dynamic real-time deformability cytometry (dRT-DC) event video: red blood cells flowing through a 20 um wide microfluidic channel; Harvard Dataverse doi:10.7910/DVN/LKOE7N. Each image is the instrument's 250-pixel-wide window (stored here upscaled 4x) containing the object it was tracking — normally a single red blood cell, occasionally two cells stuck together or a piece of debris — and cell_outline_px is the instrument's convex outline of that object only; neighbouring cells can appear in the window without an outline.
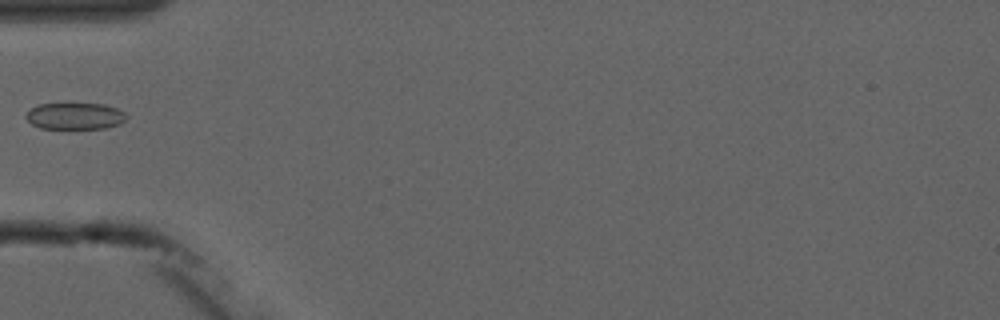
{"species": "common noctule bat (a hibernating species)", "species_latin": "Nyctalus noctula", "temperature_condition": "cold", "stored_images_in_passage": 1, "camera_frame_rate_fps": 3000, "um_per_image_px": 0.085, "animal": {"sex": "male", "forearm_length_mm": 52.5}, "frame": {"image": 1, "passage_image": 1, "time_ms": 0.0, "image_size_px": [1000, 320], "cell_outline_px": [[128, 116], [120, 124], [108, 128], [68, 132], [40, 128], [32, 124], [24, 116], [32, 108], [40, 104], [104, 104], [116, 108], [124, 112]], "centroid_in_image_um": [6.38, 9.94], "position_along_channel_um": 78.6, "area_um2": 16.42}}